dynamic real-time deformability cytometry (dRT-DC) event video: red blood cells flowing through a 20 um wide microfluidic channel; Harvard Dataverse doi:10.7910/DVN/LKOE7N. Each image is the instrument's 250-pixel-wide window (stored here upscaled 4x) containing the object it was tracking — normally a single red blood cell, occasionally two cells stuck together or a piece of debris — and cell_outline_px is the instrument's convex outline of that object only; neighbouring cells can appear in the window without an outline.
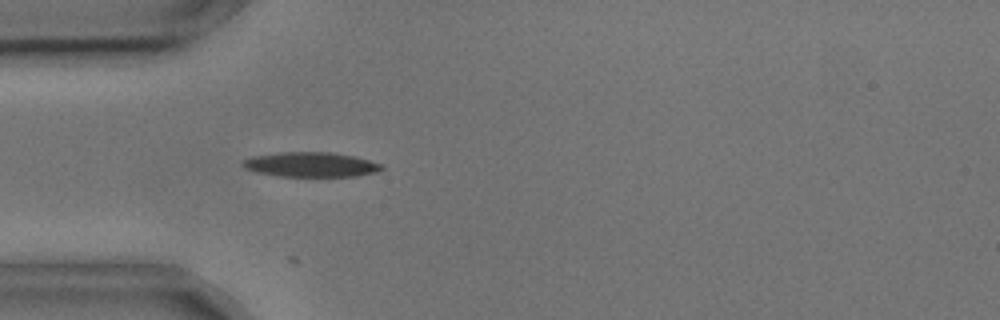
{"species": "common noctule bat (a hibernating species)", "species_latin": "Nyctalus noctula", "temperature_condition": "cold", "stored_images_in_passage": 19, "camera_frame_rate_fps": 3000, "um_per_image_px": 0.085, "animal": {"sex": "male", "body_mass_g": 17.9, "forearm_length_mm": 54.2}, "frame": {"image": 1, "passage_image": 13, "time_ms": 4.0, "image_size_px": [1000, 320], "cell_outline_px": [[384, 168], [376, 172], [356, 176], [276, 176], [256, 172], [244, 168], [240, 164], [240, 160], [252, 156], [280, 152], [328, 152], [352, 156], [384, 164]], "centroid_in_image_um": [26.36, 13.99], "position_along_channel_um": 58.6, "area_um2": 20.11}}
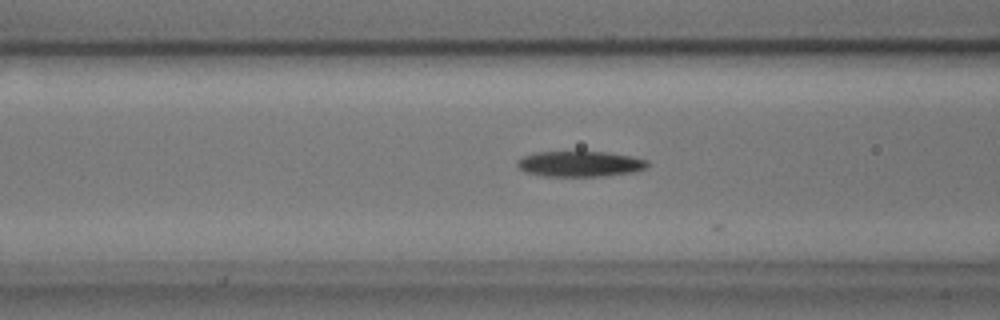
{"frame": {"image": 2, "passage_image": 18, "time_ms": 5.667, "image_size_px": [1000, 320], "cell_outline_px": [[648, 168], [632, 172], [604, 176], [544, 176], [524, 172], [516, 164], [516, 160], [524, 156], [536, 152], [608, 152], [632, 156], [648, 160]], "centroid_in_image_um": [49.3, 13.93], "position_along_channel_um": 117.3, "area_um2": 19.48}}